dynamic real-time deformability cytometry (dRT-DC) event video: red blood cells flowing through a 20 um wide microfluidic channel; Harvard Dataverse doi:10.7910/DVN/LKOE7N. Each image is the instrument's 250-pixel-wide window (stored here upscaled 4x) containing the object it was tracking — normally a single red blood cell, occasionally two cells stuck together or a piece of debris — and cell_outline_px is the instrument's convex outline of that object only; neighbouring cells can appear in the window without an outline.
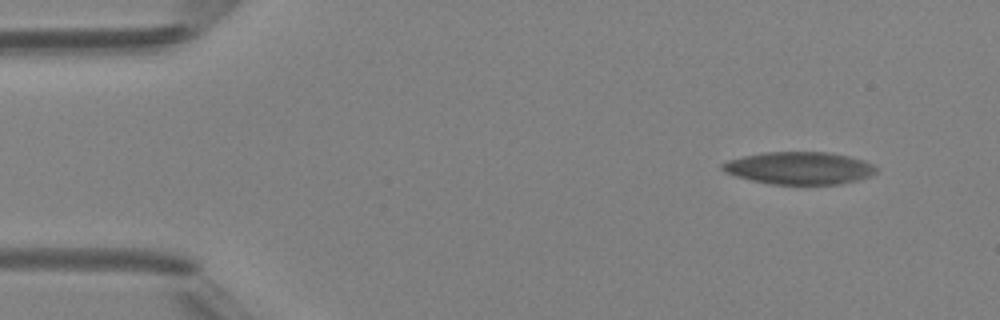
{"species": "Egyptian fruit bat (a non-hibernating species)", "species_latin": "Rousettus aegyptiacus", "temperature_condition": "room temperature", "stored_images_in_passage": 5, "camera_frame_rate_fps": 3000, "um_per_image_px": 0.085, "animal": {"sex": "female"}, "frame": {"image": 1, "passage_image": 1, "time_ms": 0.0, "image_size_px": [1000, 320], "cell_outline_px": [[880, 168], [876, 172], [868, 176], [856, 180], [840, 184], [772, 184], [752, 180], [736, 176], [724, 172], [720, 168], [720, 164], [728, 160], [744, 156], [764, 152], [828, 152], [848, 156], [864, 160]], "centroid_in_image_um": [67.93, 14.28], "position_along_channel_um": 17.1, "area_um2": 29.07}}